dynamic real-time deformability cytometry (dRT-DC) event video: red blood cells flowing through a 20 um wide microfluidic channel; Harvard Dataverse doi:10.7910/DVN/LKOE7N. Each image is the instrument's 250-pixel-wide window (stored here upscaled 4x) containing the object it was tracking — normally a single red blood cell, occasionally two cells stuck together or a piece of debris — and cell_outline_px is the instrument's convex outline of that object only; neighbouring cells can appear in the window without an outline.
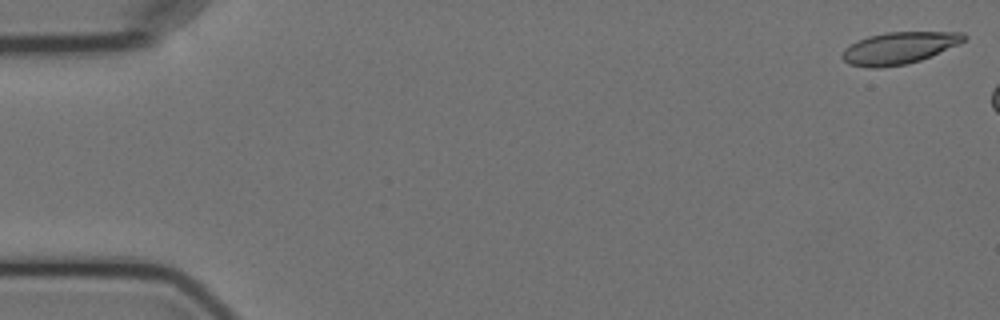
{"species": "Egyptian fruit bat (a non-hibernating species)", "species_latin": "Rousettus aegyptiacus", "temperature_condition": "cold", "stored_images_in_passage": 2, "camera_frame_rate_fps": 3000, "um_per_image_px": 0.085, "animal": {"sex": "female"}, "frame": {"image": 1, "passage_image": 1, "time_ms": 0.0, "image_size_px": [1000, 320], "cell_outline_px": [[968, 36], [960, 44], [920, 60], [908, 64], [880, 68], [868, 68], [848, 64], [840, 56], [844, 48], [868, 36], [888, 32], [964, 32]], "centroid_in_image_um": [76.42, 4.09], "position_along_channel_um": 8.6, "area_um2": 22.72}}